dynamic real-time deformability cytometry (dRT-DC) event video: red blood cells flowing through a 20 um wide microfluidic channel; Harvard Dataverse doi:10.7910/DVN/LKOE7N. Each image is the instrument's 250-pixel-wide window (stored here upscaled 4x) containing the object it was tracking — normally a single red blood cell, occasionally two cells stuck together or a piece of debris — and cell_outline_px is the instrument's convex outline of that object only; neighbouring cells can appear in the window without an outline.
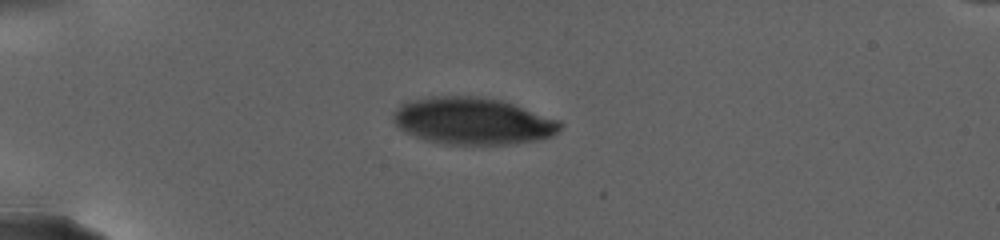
{"species": "human", "species_latin": "Homo sapiens", "temperature_condition": "warm", "stored_images_in_passage": 47, "camera_frame_rate_fps": 3000, "um_per_image_px": 0.085, "donor": {"sex": "female"}, "frame": {"image": 1, "passage_image": 1, "time_ms": 0.0, "image_size_px": [1000, 240], "cell_outline_px": [[564, 128], [552, 136], [544, 140], [516, 144], [444, 144], [424, 140], [400, 128], [392, 120], [392, 112], [396, 108], [412, 100], [436, 96], [476, 96], [500, 100], [560, 120], [564, 124]], "centroid_in_image_um": [40.25, 10.3], "position_along_channel_um": 44.8, "area_um2": 45.84}}
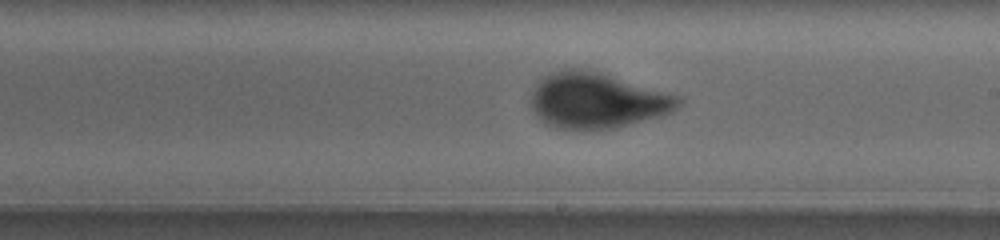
{"frame": {"image": 2, "passage_image": 21, "time_ms": 9.333, "image_size_px": [1000, 240], "cell_outline_px": [[684, 104], [672, 112], [660, 116], [616, 128], [556, 128], [544, 124], [536, 116], [532, 108], [532, 92], [536, 84], [544, 76], [552, 72], [564, 68], [588, 68], [680, 96], [684, 100]], "centroid_in_image_um": [50.77, 8.52], "position_along_channel_um": 238.2, "area_um2": 47.97}}
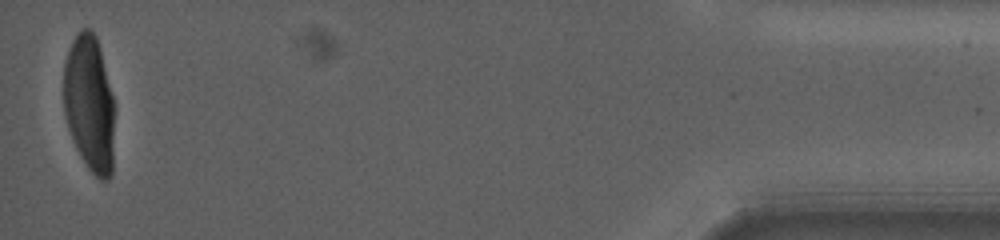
{"frame": {"image": 3, "passage_image": 47, "time_ms": 20.0, "image_size_px": [1000, 240], "cell_outline_px": [[112, 172], [108, 180], [100, 180], [88, 168], [80, 156], [72, 140], [68, 128], [64, 112], [64, 64], [68, 48], [72, 40], [80, 28], [88, 28], [96, 36], [112, 96]], "centroid_in_image_um": [7.56, 8.8], "position_along_channel_um": 427.6, "area_um2": 39.88}, "authors_computed_cell_mechanics": {"area_um2": 45.8354, "velocity_mm_per_s": 2.5015, "shape_relaxation_time_tau1_ms": 5.7093, "shape_relaxation_time_tau2_ms": null, "deformation_change_tau1": 0.1871, "deformation_change_tau2": null}}